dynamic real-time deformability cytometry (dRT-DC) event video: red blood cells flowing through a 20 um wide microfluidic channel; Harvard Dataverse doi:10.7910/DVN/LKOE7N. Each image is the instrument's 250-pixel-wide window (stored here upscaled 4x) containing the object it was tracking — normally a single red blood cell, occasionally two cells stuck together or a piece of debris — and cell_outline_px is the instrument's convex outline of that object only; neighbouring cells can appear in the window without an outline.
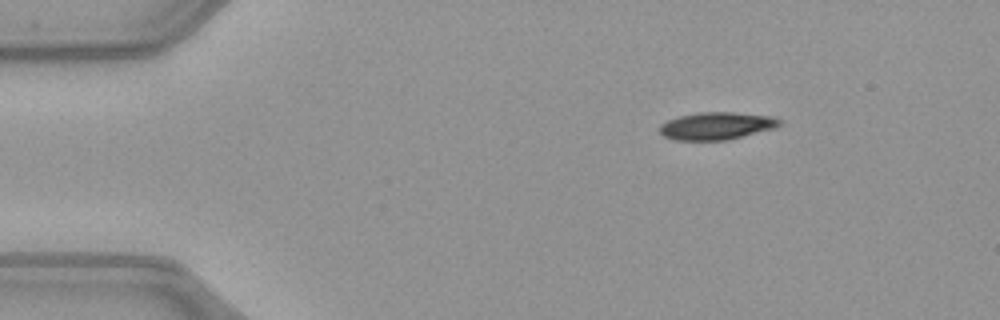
{"species": "common noctule bat (a hibernating species)", "species_latin": "Nyctalus noctula", "temperature_condition": "warm", "stored_images_in_passage": 44, "camera_frame_rate_fps": 3000, "um_per_image_px": 0.085, "animal": {"sex": "female", "body_mass_g": 21.9}, "frame": {"image": 1, "passage_image": 1, "time_ms": 0.0, "image_size_px": [1000, 320], "cell_outline_px": [[780, 124], [772, 128], [728, 140], [676, 140], [664, 136], [660, 132], [660, 124], [668, 120], [680, 116], [700, 112], [732, 112], [768, 116], [780, 120]], "centroid_in_image_um": [60.85, 10.7], "position_along_channel_um": 24.2, "area_um2": 18.79}}
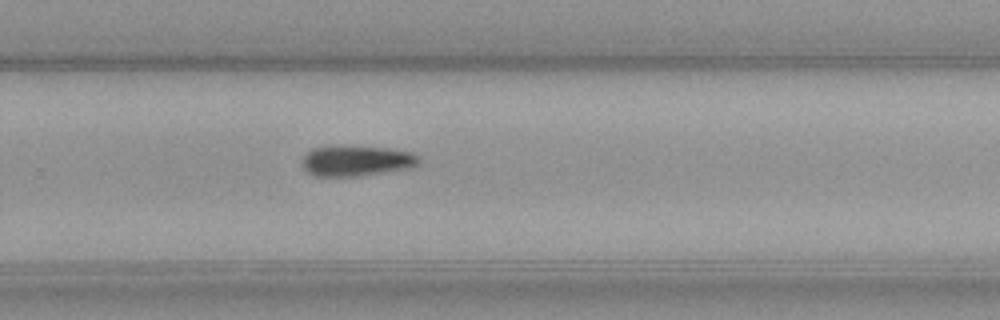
{"frame": {"image": 2, "passage_image": 27, "time_ms": 8.667, "image_size_px": [1000, 320], "cell_outline_px": [[420, 164], [412, 168], [360, 176], [312, 176], [300, 164], [304, 156], [312, 148], [340, 144], [388, 148], [408, 152], [420, 156]], "centroid_in_image_um": [30.29, 13.65], "position_along_channel_um": 299.5, "area_um2": 21.39}}
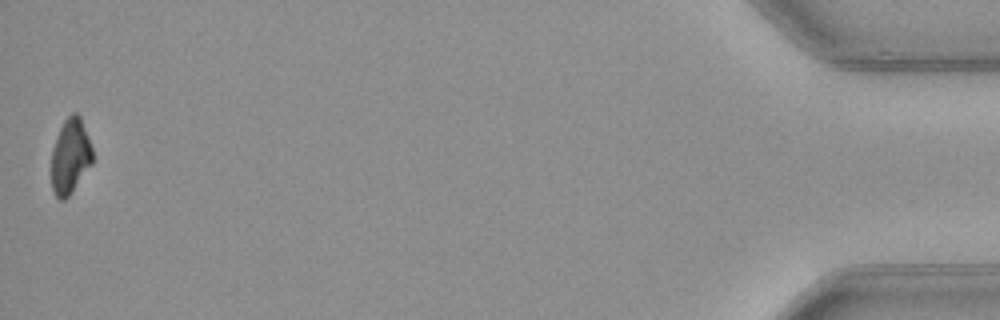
{"frame": {"image": 3, "passage_image": 44, "time_ms": 14.333, "image_size_px": [1000, 320], "cell_outline_px": [[92, 164], [72, 192], [64, 200], [60, 200], [56, 196], [52, 188], [52, 148], [56, 136], [64, 120], [72, 112], [76, 112], [80, 116], [88, 136], [92, 148]], "centroid_in_image_um": [5.97, 13.27], "position_along_channel_um": 429.2, "area_um2": 17.98}, "authors_computed_cell_mechanics": {"area_um2": 20.6924, "velocity_mm_per_s": 4.0353, "shape_relaxation_time_tau1_ms": 2.426, "shape_relaxation_time_tau2_ms": null, "deformation_change_tau1": 0.1124, "deformation_change_tau2": null}}